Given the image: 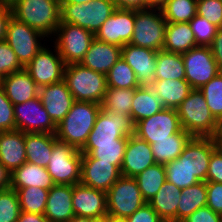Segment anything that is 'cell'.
Here are the masks:
<instances>
[{
  "mask_svg": "<svg viewBox=\"0 0 222 222\" xmlns=\"http://www.w3.org/2000/svg\"><path fill=\"white\" fill-rule=\"evenodd\" d=\"M217 148L222 152V131L215 137Z\"/></svg>",
  "mask_w": 222,
  "mask_h": 222,
  "instance_id": "61",
  "label": "cell"
},
{
  "mask_svg": "<svg viewBox=\"0 0 222 222\" xmlns=\"http://www.w3.org/2000/svg\"><path fill=\"white\" fill-rule=\"evenodd\" d=\"M210 48L217 66L220 72H222V28H219Z\"/></svg>",
  "mask_w": 222,
  "mask_h": 222,
  "instance_id": "53",
  "label": "cell"
},
{
  "mask_svg": "<svg viewBox=\"0 0 222 222\" xmlns=\"http://www.w3.org/2000/svg\"><path fill=\"white\" fill-rule=\"evenodd\" d=\"M72 205L75 216L102 220L107 215V193L82 185H73Z\"/></svg>",
  "mask_w": 222,
  "mask_h": 222,
  "instance_id": "18",
  "label": "cell"
},
{
  "mask_svg": "<svg viewBox=\"0 0 222 222\" xmlns=\"http://www.w3.org/2000/svg\"><path fill=\"white\" fill-rule=\"evenodd\" d=\"M180 196L181 189L166 180L156 195L147 203L163 221L177 222V207Z\"/></svg>",
  "mask_w": 222,
  "mask_h": 222,
  "instance_id": "28",
  "label": "cell"
},
{
  "mask_svg": "<svg viewBox=\"0 0 222 222\" xmlns=\"http://www.w3.org/2000/svg\"><path fill=\"white\" fill-rule=\"evenodd\" d=\"M54 185L47 169L34 163L25 162L11 173V188L16 191L20 188L32 186L49 190Z\"/></svg>",
  "mask_w": 222,
  "mask_h": 222,
  "instance_id": "27",
  "label": "cell"
},
{
  "mask_svg": "<svg viewBox=\"0 0 222 222\" xmlns=\"http://www.w3.org/2000/svg\"><path fill=\"white\" fill-rule=\"evenodd\" d=\"M216 148L215 138L192 137L183 152L178 156V159L200 181L206 182L210 157Z\"/></svg>",
  "mask_w": 222,
  "mask_h": 222,
  "instance_id": "17",
  "label": "cell"
},
{
  "mask_svg": "<svg viewBox=\"0 0 222 222\" xmlns=\"http://www.w3.org/2000/svg\"><path fill=\"white\" fill-rule=\"evenodd\" d=\"M157 51L131 44L122 47V59L133 69L140 86L154 81Z\"/></svg>",
  "mask_w": 222,
  "mask_h": 222,
  "instance_id": "20",
  "label": "cell"
},
{
  "mask_svg": "<svg viewBox=\"0 0 222 222\" xmlns=\"http://www.w3.org/2000/svg\"><path fill=\"white\" fill-rule=\"evenodd\" d=\"M206 204V182L200 181L181 189V196L177 207V222H182L197 209L205 207Z\"/></svg>",
  "mask_w": 222,
  "mask_h": 222,
  "instance_id": "35",
  "label": "cell"
},
{
  "mask_svg": "<svg viewBox=\"0 0 222 222\" xmlns=\"http://www.w3.org/2000/svg\"><path fill=\"white\" fill-rule=\"evenodd\" d=\"M15 130L24 133L56 134L57 125L42 105L39 95L14 105Z\"/></svg>",
  "mask_w": 222,
  "mask_h": 222,
  "instance_id": "12",
  "label": "cell"
},
{
  "mask_svg": "<svg viewBox=\"0 0 222 222\" xmlns=\"http://www.w3.org/2000/svg\"><path fill=\"white\" fill-rule=\"evenodd\" d=\"M182 222H222V215L205 206L197 209Z\"/></svg>",
  "mask_w": 222,
  "mask_h": 222,
  "instance_id": "52",
  "label": "cell"
},
{
  "mask_svg": "<svg viewBox=\"0 0 222 222\" xmlns=\"http://www.w3.org/2000/svg\"><path fill=\"white\" fill-rule=\"evenodd\" d=\"M206 181L222 183V152L218 148L211 154Z\"/></svg>",
  "mask_w": 222,
  "mask_h": 222,
  "instance_id": "50",
  "label": "cell"
},
{
  "mask_svg": "<svg viewBox=\"0 0 222 222\" xmlns=\"http://www.w3.org/2000/svg\"><path fill=\"white\" fill-rule=\"evenodd\" d=\"M133 131L130 116L120 117L101 109L85 144L115 143L123 137H129Z\"/></svg>",
  "mask_w": 222,
  "mask_h": 222,
  "instance_id": "14",
  "label": "cell"
},
{
  "mask_svg": "<svg viewBox=\"0 0 222 222\" xmlns=\"http://www.w3.org/2000/svg\"><path fill=\"white\" fill-rule=\"evenodd\" d=\"M160 9L166 22H190L197 15V0H166Z\"/></svg>",
  "mask_w": 222,
  "mask_h": 222,
  "instance_id": "39",
  "label": "cell"
},
{
  "mask_svg": "<svg viewBox=\"0 0 222 222\" xmlns=\"http://www.w3.org/2000/svg\"><path fill=\"white\" fill-rule=\"evenodd\" d=\"M73 185L55 184L49 189L44 216L49 222H67L75 216Z\"/></svg>",
  "mask_w": 222,
  "mask_h": 222,
  "instance_id": "24",
  "label": "cell"
},
{
  "mask_svg": "<svg viewBox=\"0 0 222 222\" xmlns=\"http://www.w3.org/2000/svg\"><path fill=\"white\" fill-rule=\"evenodd\" d=\"M185 80L182 54L157 51L154 80Z\"/></svg>",
  "mask_w": 222,
  "mask_h": 222,
  "instance_id": "36",
  "label": "cell"
},
{
  "mask_svg": "<svg viewBox=\"0 0 222 222\" xmlns=\"http://www.w3.org/2000/svg\"><path fill=\"white\" fill-rule=\"evenodd\" d=\"M55 36V47L66 65L80 63L95 39L91 31L69 23H60Z\"/></svg>",
  "mask_w": 222,
  "mask_h": 222,
  "instance_id": "9",
  "label": "cell"
},
{
  "mask_svg": "<svg viewBox=\"0 0 222 222\" xmlns=\"http://www.w3.org/2000/svg\"><path fill=\"white\" fill-rule=\"evenodd\" d=\"M106 193L107 215L112 217L127 218L146 203L133 177L121 176Z\"/></svg>",
  "mask_w": 222,
  "mask_h": 222,
  "instance_id": "8",
  "label": "cell"
},
{
  "mask_svg": "<svg viewBox=\"0 0 222 222\" xmlns=\"http://www.w3.org/2000/svg\"><path fill=\"white\" fill-rule=\"evenodd\" d=\"M95 0H60V4H85Z\"/></svg>",
  "mask_w": 222,
  "mask_h": 222,
  "instance_id": "59",
  "label": "cell"
},
{
  "mask_svg": "<svg viewBox=\"0 0 222 222\" xmlns=\"http://www.w3.org/2000/svg\"><path fill=\"white\" fill-rule=\"evenodd\" d=\"M15 130L14 105L0 85V132Z\"/></svg>",
  "mask_w": 222,
  "mask_h": 222,
  "instance_id": "48",
  "label": "cell"
},
{
  "mask_svg": "<svg viewBox=\"0 0 222 222\" xmlns=\"http://www.w3.org/2000/svg\"><path fill=\"white\" fill-rule=\"evenodd\" d=\"M61 22L80 26L96 34L117 9L113 0H95L85 4H60Z\"/></svg>",
  "mask_w": 222,
  "mask_h": 222,
  "instance_id": "5",
  "label": "cell"
},
{
  "mask_svg": "<svg viewBox=\"0 0 222 222\" xmlns=\"http://www.w3.org/2000/svg\"><path fill=\"white\" fill-rule=\"evenodd\" d=\"M166 24L161 9L135 10V27L129 44L161 51L165 43Z\"/></svg>",
  "mask_w": 222,
  "mask_h": 222,
  "instance_id": "7",
  "label": "cell"
},
{
  "mask_svg": "<svg viewBox=\"0 0 222 222\" xmlns=\"http://www.w3.org/2000/svg\"><path fill=\"white\" fill-rule=\"evenodd\" d=\"M117 9H144V0H113Z\"/></svg>",
  "mask_w": 222,
  "mask_h": 222,
  "instance_id": "55",
  "label": "cell"
},
{
  "mask_svg": "<svg viewBox=\"0 0 222 222\" xmlns=\"http://www.w3.org/2000/svg\"><path fill=\"white\" fill-rule=\"evenodd\" d=\"M55 55L49 48L43 47L24 68L38 87L61 82L64 77L66 64L57 48Z\"/></svg>",
  "mask_w": 222,
  "mask_h": 222,
  "instance_id": "15",
  "label": "cell"
},
{
  "mask_svg": "<svg viewBox=\"0 0 222 222\" xmlns=\"http://www.w3.org/2000/svg\"><path fill=\"white\" fill-rule=\"evenodd\" d=\"M134 94L135 89L107 88L101 107L113 115L131 117Z\"/></svg>",
  "mask_w": 222,
  "mask_h": 222,
  "instance_id": "37",
  "label": "cell"
},
{
  "mask_svg": "<svg viewBox=\"0 0 222 222\" xmlns=\"http://www.w3.org/2000/svg\"><path fill=\"white\" fill-rule=\"evenodd\" d=\"M150 88L164 108L177 109L192 90L186 80H154Z\"/></svg>",
  "mask_w": 222,
  "mask_h": 222,
  "instance_id": "29",
  "label": "cell"
},
{
  "mask_svg": "<svg viewBox=\"0 0 222 222\" xmlns=\"http://www.w3.org/2000/svg\"><path fill=\"white\" fill-rule=\"evenodd\" d=\"M25 162V133L20 130L0 132V163L12 173Z\"/></svg>",
  "mask_w": 222,
  "mask_h": 222,
  "instance_id": "26",
  "label": "cell"
},
{
  "mask_svg": "<svg viewBox=\"0 0 222 222\" xmlns=\"http://www.w3.org/2000/svg\"><path fill=\"white\" fill-rule=\"evenodd\" d=\"M177 112L183 130L192 137L215 138L222 131V125L214 118L199 89L190 91Z\"/></svg>",
  "mask_w": 222,
  "mask_h": 222,
  "instance_id": "2",
  "label": "cell"
},
{
  "mask_svg": "<svg viewBox=\"0 0 222 222\" xmlns=\"http://www.w3.org/2000/svg\"><path fill=\"white\" fill-rule=\"evenodd\" d=\"M22 69L24 67L20 64L13 49L5 40L0 41V79Z\"/></svg>",
  "mask_w": 222,
  "mask_h": 222,
  "instance_id": "46",
  "label": "cell"
},
{
  "mask_svg": "<svg viewBox=\"0 0 222 222\" xmlns=\"http://www.w3.org/2000/svg\"><path fill=\"white\" fill-rule=\"evenodd\" d=\"M48 192L37 186L18 189L20 211L44 214Z\"/></svg>",
  "mask_w": 222,
  "mask_h": 222,
  "instance_id": "41",
  "label": "cell"
},
{
  "mask_svg": "<svg viewBox=\"0 0 222 222\" xmlns=\"http://www.w3.org/2000/svg\"><path fill=\"white\" fill-rule=\"evenodd\" d=\"M197 46H210L219 28L205 17L196 15L190 22Z\"/></svg>",
  "mask_w": 222,
  "mask_h": 222,
  "instance_id": "45",
  "label": "cell"
},
{
  "mask_svg": "<svg viewBox=\"0 0 222 222\" xmlns=\"http://www.w3.org/2000/svg\"><path fill=\"white\" fill-rule=\"evenodd\" d=\"M155 163L150 144L131 134L123 156L121 176L134 178Z\"/></svg>",
  "mask_w": 222,
  "mask_h": 222,
  "instance_id": "21",
  "label": "cell"
},
{
  "mask_svg": "<svg viewBox=\"0 0 222 222\" xmlns=\"http://www.w3.org/2000/svg\"><path fill=\"white\" fill-rule=\"evenodd\" d=\"M120 177V170L110 162L95 158L81 160L82 185L107 192Z\"/></svg>",
  "mask_w": 222,
  "mask_h": 222,
  "instance_id": "19",
  "label": "cell"
},
{
  "mask_svg": "<svg viewBox=\"0 0 222 222\" xmlns=\"http://www.w3.org/2000/svg\"><path fill=\"white\" fill-rule=\"evenodd\" d=\"M166 180L180 189L194 185L200 180L178 158L165 164Z\"/></svg>",
  "mask_w": 222,
  "mask_h": 222,
  "instance_id": "43",
  "label": "cell"
},
{
  "mask_svg": "<svg viewBox=\"0 0 222 222\" xmlns=\"http://www.w3.org/2000/svg\"><path fill=\"white\" fill-rule=\"evenodd\" d=\"M166 0H144V9L145 8H158L160 9Z\"/></svg>",
  "mask_w": 222,
  "mask_h": 222,
  "instance_id": "58",
  "label": "cell"
},
{
  "mask_svg": "<svg viewBox=\"0 0 222 222\" xmlns=\"http://www.w3.org/2000/svg\"><path fill=\"white\" fill-rule=\"evenodd\" d=\"M163 108L162 102L150 86H140L135 89L131 108V121L135 125L137 122L151 117Z\"/></svg>",
  "mask_w": 222,
  "mask_h": 222,
  "instance_id": "33",
  "label": "cell"
},
{
  "mask_svg": "<svg viewBox=\"0 0 222 222\" xmlns=\"http://www.w3.org/2000/svg\"><path fill=\"white\" fill-rule=\"evenodd\" d=\"M206 190V206L222 215V183L206 181Z\"/></svg>",
  "mask_w": 222,
  "mask_h": 222,
  "instance_id": "49",
  "label": "cell"
},
{
  "mask_svg": "<svg viewBox=\"0 0 222 222\" xmlns=\"http://www.w3.org/2000/svg\"><path fill=\"white\" fill-rule=\"evenodd\" d=\"M182 129L177 109L163 108L151 117L137 122L133 134L152 144L154 140L168 139Z\"/></svg>",
  "mask_w": 222,
  "mask_h": 222,
  "instance_id": "13",
  "label": "cell"
},
{
  "mask_svg": "<svg viewBox=\"0 0 222 222\" xmlns=\"http://www.w3.org/2000/svg\"><path fill=\"white\" fill-rule=\"evenodd\" d=\"M11 188V172L0 163V190Z\"/></svg>",
  "mask_w": 222,
  "mask_h": 222,
  "instance_id": "57",
  "label": "cell"
},
{
  "mask_svg": "<svg viewBox=\"0 0 222 222\" xmlns=\"http://www.w3.org/2000/svg\"><path fill=\"white\" fill-rule=\"evenodd\" d=\"M185 80L192 89H200L220 73L210 46H197L182 54Z\"/></svg>",
  "mask_w": 222,
  "mask_h": 222,
  "instance_id": "10",
  "label": "cell"
},
{
  "mask_svg": "<svg viewBox=\"0 0 222 222\" xmlns=\"http://www.w3.org/2000/svg\"><path fill=\"white\" fill-rule=\"evenodd\" d=\"M107 88L136 89L140 87L133 69L121 58L106 74Z\"/></svg>",
  "mask_w": 222,
  "mask_h": 222,
  "instance_id": "40",
  "label": "cell"
},
{
  "mask_svg": "<svg viewBox=\"0 0 222 222\" xmlns=\"http://www.w3.org/2000/svg\"><path fill=\"white\" fill-rule=\"evenodd\" d=\"M0 85L13 105L24 103L39 94V87L25 69L1 78Z\"/></svg>",
  "mask_w": 222,
  "mask_h": 222,
  "instance_id": "25",
  "label": "cell"
},
{
  "mask_svg": "<svg viewBox=\"0 0 222 222\" xmlns=\"http://www.w3.org/2000/svg\"><path fill=\"white\" fill-rule=\"evenodd\" d=\"M81 160L80 150L56 138L46 169L54 184H79L81 182Z\"/></svg>",
  "mask_w": 222,
  "mask_h": 222,
  "instance_id": "6",
  "label": "cell"
},
{
  "mask_svg": "<svg viewBox=\"0 0 222 222\" xmlns=\"http://www.w3.org/2000/svg\"><path fill=\"white\" fill-rule=\"evenodd\" d=\"M63 81L72 93L75 101L102 104L106 90V75L82 66L80 63L65 67Z\"/></svg>",
  "mask_w": 222,
  "mask_h": 222,
  "instance_id": "4",
  "label": "cell"
},
{
  "mask_svg": "<svg viewBox=\"0 0 222 222\" xmlns=\"http://www.w3.org/2000/svg\"><path fill=\"white\" fill-rule=\"evenodd\" d=\"M127 142L128 137H123L115 143L85 144L80 152L82 158H95L110 162L120 170Z\"/></svg>",
  "mask_w": 222,
  "mask_h": 222,
  "instance_id": "34",
  "label": "cell"
},
{
  "mask_svg": "<svg viewBox=\"0 0 222 222\" xmlns=\"http://www.w3.org/2000/svg\"><path fill=\"white\" fill-rule=\"evenodd\" d=\"M44 35L25 23L11 17L6 31L5 41L13 49L20 64L25 68L43 48L38 38ZM41 45V46H40Z\"/></svg>",
  "mask_w": 222,
  "mask_h": 222,
  "instance_id": "11",
  "label": "cell"
},
{
  "mask_svg": "<svg viewBox=\"0 0 222 222\" xmlns=\"http://www.w3.org/2000/svg\"><path fill=\"white\" fill-rule=\"evenodd\" d=\"M88 222H104V221L103 220H97V219L88 218Z\"/></svg>",
  "mask_w": 222,
  "mask_h": 222,
  "instance_id": "64",
  "label": "cell"
},
{
  "mask_svg": "<svg viewBox=\"0 0 222 222\" xmlns=\"http://www.w3.org/2000/svg\"><path fill=\"white\" fill-rule=\"evenodd\" d=\"M55 139L56 134L25 133L26 162L46 168Z\"/></svg>",
  "mask_w": 222,
  "mask_h": 222,
  "instance_id": "30",
  "label": "cell"
},
{
  "mask_svg": "<svg viewBox=\"0 0 222 222\" xmlns=\"http://www.w3.org/2000/svg\"><path fill=\"white\" fill-rule=\"evenodd\" d=\"M20 214L17 191L13 188L0 190V222H16Z\"/></svg>",
  "mask_w": 222,
  "mask_h": 222,
  "instance_id": "44",
  "label": "cell"
},
{
  "mask_svg": "<svg viewBox=\"0 0 222 222\" xmlns=\"http://www.w3.org/2000/svg\"><path fill=\"white\" fill-rule=\"evenodd\" d=\"M67 222H88V218L86 217H79V216H74Z\"/></svg>",
  "mask_w": 222,
  "mask_h": 222,
  "instance_id": "62",
  "label": "cell"
},
{
  "mask_svg": "<svg viewBox=\"0 0 222 222\" xmlns=\"http://www.w3.org/2000/svg\"><path fill=\"white\" fill-rule=\"evenodd\" d=\"M197 15L222 28V0H197Z\"/></svg>",
  "mask_w": 222,
  "mask_h": 222,
  "instance_id": "47",
  "label": "cell"
},
{
  "mask_svg": "<svg viewBox=\"0 0 222 222\" xmlns=\"http://www.w3.org/2000/svg\"><path fill=\"white\" fill-rule=\"evenodd\" d=\"M12 17L41 32L54 34L61 22L60 0H17L12 6Z\"/></svg>",
  "mask_w": 222,
  "mask_h": 222,
  "instance_id": "3",
  "label": "cell"
},
{
  "mask_svg": "<svg viewBox=\"0 0 222 222\" xmlns=\"http://www.w3.org/2000/svg\"><path fill=\"white\" fill-rule=\"evenodd\" d=\"M127 222H163L157 212L146 202L131 216L126 218Z\"/></svg>",
  "mask_w": 222,
  "mask_h": 222,
  "instance_id": "51",
  "label": "cell"
},
{
  "mask_svg": "<svg viewBox=\"0 0 222 222\" xmlns=\"http://www.w3.org/2000/svg\"><path fill=\"white\" fill-rule=\"evenodd\" d=\"M39 97L50 118L57 125L72 108L75 102L66 83H54L39 87Z\"/></svg>",
  "mask_w": 222,
  "mask_h": 222,
  "instance_id": "22",
  "label": "cell"
},
{
  "mask_svg": "<svg viewBox=\"0 0 222 222\" xmlns=\"http://www.w3.org/2000/svg\"><path fill=\"white\" fill-rule=\"evenodd\" d=\"M16 222H49L44 214L30 213L20 211Z\"/></svg>",
  "mask_w": 222,
  "mask_h": 222,
  "instance_id": "56",
  "label": "cell"
},
{
  "mask_svg": "<svg viewBox=\"0 0 222 222\" xmlns=\"http://www.w3.org/2000/svg\"><path fill=\"white\" fill-rule=\"evenodd\" d=\"M101 109V104L75 101L70 111L57 124V140L81 150Z\"/></svg>",
  "mask_w": 222,
  "mask_h": 222,
  "instance_id": "1",
  "label": "cell"
},
{
  "mask_svg": "<svg viewBox=\"0 0 222 222\" xmlns=\"http://www.w3.org/2000/svg\"><path fill=\"white\" fill-rule=\"evenodd\" d=\"M197 47L195 37L189 22H167L165 28L164 51L183 54Z\"/></svg>",
  "mask_w": 222,
  "mask_h": 222,
  "instance_id": "31",
  "label": "cell"
},
{
  "mask_svg": "<svg viewBox=\"0 0 222 222\" xmlns=\"http://www.w3.org/2000/svg\"><path fill=\"white\" fill-rule=\"evenodd\" d=\"M122 58V47L98 41L96 38L80 64L93 71L106 75L115 63Z\"/></svg>",
  "mask_w": 222,
  "mask_h": 222,
  "instance_id": "23",
  "label": "cell"
},
{
  "mask_svg": "<svg viewBox=\"0 0 222 222\" xmlns=\"http://www.w3.org/2000/svg\"><path fill=\"white\" fill-rule=\"evenodd\" d=\"M191 138L192 136L182 129L168 139L154 140L150 146L155 162L165 165L177 159Z\"/></svg>",
  "mask_w": 222,
  "mask_h": 222,
  "instance_id": "32",
  "label": "cell"
},
{
  "mask_svg": "<svg viewBox=\"0 0 222 222\" xmlns=\"http://www.w3.org/2000/svg\"><path fill=\"white\" fill-rule=\"evenodd\" d=\"M135 27V10L116 9L95 34L98 41L123 47L129 44Z\"/></svg>",
  "mask_w": 222,
  "mask_h": 222,
  "instance_id": "16",
  "label": "cell"
},
{
  "mask_svg": "<svg viewBox=\"0 0 222 222\" xmlns=\"http://www.w3.org/2000/svg\"><path fill=\"white\" fill-rule=\"evenodd\" d=\"M214 118L222 125V72L199 89Z\"/></svg>",
  "mask_w": 222,
  "mask_h": 222,
  "instance_id": "42",
  "label": "cell"
},
{
  "mask_svg": "<svg viewBox=\"0 0 222 222\" xmlns=\"http://www.w3.org/2000/svg\"><path fill=\"white\" fill-rule=\"evenodd\" d=\"M17 0H0V4L11 7Z\"/></svg>",
  "mask_w": 222,
  "mask_h": 222,
  "instance_id": "63",
  "label": "cell"
},
{
  "mask_svg": "<svg viewBox=\"0 0 222 222\" xmlns=\"http://www.w3.org/2000/svg\"><path fill=\"white\" fill-rule=\"evenodd\" d=\"M143 199L148 202L166 181L165 166L155 163L134 177Z\"/></svg>",
  "mask_w": 222,
  "mask_h": 222,
  "instance_id": "38",
  "label": "cell"
},
{
  "mask_svg": "<svg viewBox=\"0 0 222 222\" xmlns=\"http://www.w3.org/2000/svg\"><path fill=\"white\" fill-rule=\"evenodd\" d=\"M11 17V7L0 4V41L5 40L8 22Z\"/></svg>",
  "mask_w": 222,
  "mask_h": 222,
  "instance_id": "54",
  "label": "cell"
},
{
  "mask_svg": "<svg viewBox=\"0 0 222 222\" xmlns=\"http://www.w3.org/2000/svg\"><path fill=\"white\" fill-rule=\"evenodd\" d=\"M102 220L104 222H127L126 218H117L110 215H106Z\"/></svg>",
  "mask_w": 222,
  "mask_h": 222,
  "instance_id": "60",
  "label": "cell"
}]
</instances>
